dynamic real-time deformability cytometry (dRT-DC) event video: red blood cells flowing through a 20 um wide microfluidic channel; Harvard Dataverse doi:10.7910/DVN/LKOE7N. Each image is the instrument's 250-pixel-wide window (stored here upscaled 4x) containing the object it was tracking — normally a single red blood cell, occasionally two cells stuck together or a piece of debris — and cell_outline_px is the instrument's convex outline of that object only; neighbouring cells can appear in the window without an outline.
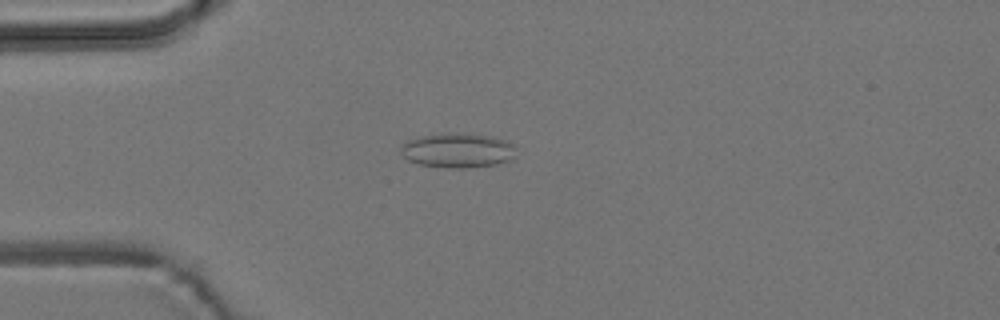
{"species": "common noctule bat (a hibernating species)", "species_latin": "Nyctalus noctula", "temperature_condition": "room temperature", "stored_images_in_passage": 3, "camera_frame_rate_fps": 3000, "um_per_image_px": 0.085, "animal": {"sex": "male", "body_mass_g": 19.2, "forearm_length_mm": 51.8}, "frame": {"image": 1, "passage_image": 3, "time_ms": 2.333, "image_size_px": [1000, 320], "cell_outline_px": [[516, 160], [496, 164], [468, 168], [448, 168], [420, 164], [408, 160], [400, 152], [400, 148], [408, 140], [424, 136], [492, 136], [516, 144]], "centroid_in_image_um": [39.0, 12.85], "position_along_channel_um": 46.0, "area_um2": 22.54}}